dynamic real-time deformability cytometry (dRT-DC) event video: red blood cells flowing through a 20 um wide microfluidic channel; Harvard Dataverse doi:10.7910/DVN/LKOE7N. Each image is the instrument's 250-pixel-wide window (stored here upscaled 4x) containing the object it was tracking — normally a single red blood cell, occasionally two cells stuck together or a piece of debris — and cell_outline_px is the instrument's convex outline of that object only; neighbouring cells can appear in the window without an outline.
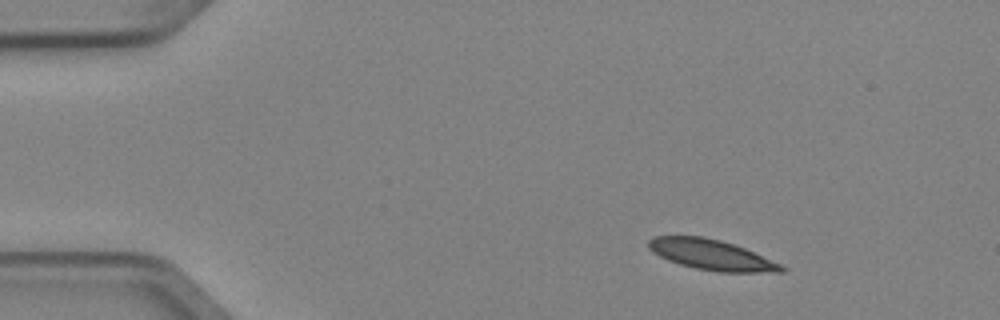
{"species": "Egyptian fruit bat (a non-hibernating species)", "species_latin": "Rousettus aegyptiacus", "temperature_condition": "cold", "stored_images_in_passage": 3, "camera_frame_rate_fps": 3000, "um_per_image_px": 0.085, "animal": {"sex": "female"}, "frame": {"image": 1, "passage_image": 1, "time_ms": 0.0, "image_size_px": [1000, 320], "cell_outline_px": [[788, 268], [784, 272], [720, 272], [696, 268], [680, 264], [668, 260], [652, 252], [648, 248], [648, 240], [652, 236], [704, 236], [720, 240], [744, 248], [780, 264]], "centroid_in_image_um": [60.44, 21.65], "position_along_channel_um": 24.6, "area_um2": 23.35}}